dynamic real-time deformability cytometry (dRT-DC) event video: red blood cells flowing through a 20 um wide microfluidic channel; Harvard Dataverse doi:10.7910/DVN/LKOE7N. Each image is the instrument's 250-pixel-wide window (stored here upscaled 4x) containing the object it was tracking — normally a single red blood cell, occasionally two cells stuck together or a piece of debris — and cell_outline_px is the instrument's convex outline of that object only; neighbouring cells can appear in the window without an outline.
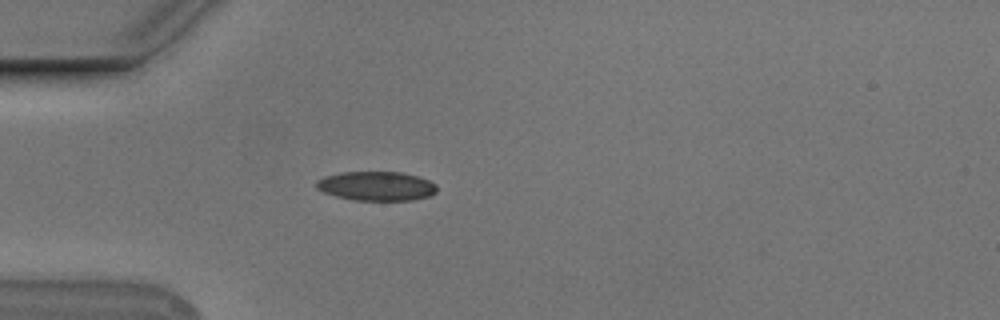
{"species": "Egyptian fruit bat (a non-hibernating species)", "species_latin": "Rousettus aegyptiacus", "temperature_condition": "cold", "stored_images_in_passage": 40, "camera_frame_rate_fps": 3000, "um_per_image_px": 0.085, "animal": {"sex": "male"}, "frame": {"image": 1, "passage_image": 1, "time_ms": 0.0, "image_size_px": [1000, 320], "cell_outline_px": [[436, 192], [428, 196], [412, 200], [352, 200], [336, 196], [324, 192], [316, 188], [316, 180], [324, 176], [340, 172], [400, 172], [416, 176], [428, 180], [436, 184]], "centroid_in_image_um": [31.96, 15.81], "position_along_channel_um": 53.0, "area_um2": 20.46}}
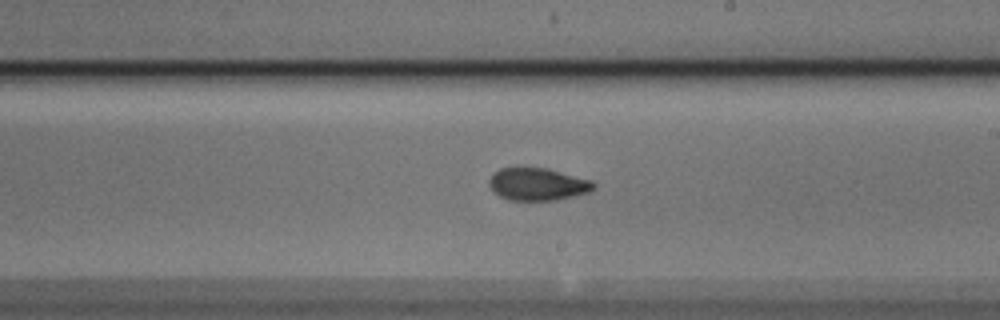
{"frame": {"image": 2, "passage_image": 17, "time_ms": 5.333, "image_size_px": [1000, 320], "cell_outline_px": [[596, 188], [588, 192], [556, 200], [508, 200], [500, 196], [488, 184], [488, 180], [500, 168], [548, 168], [592, 180], [596, 184]], "centroid_in_image_um": [45.74, 15.65], "position_along_channel_um": 243.3, "area_um2": 19.65}}
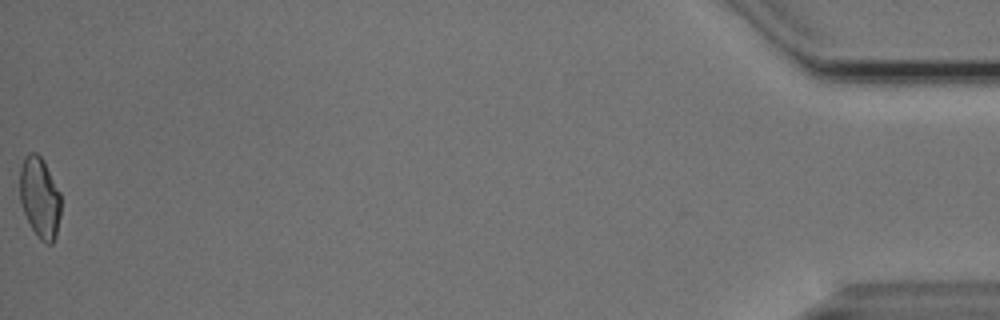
{"frame": {"image": 3, "passage_image": 40, "time_ms": 13.0, "image_size_px": [1000, 320], "cell_outline_px": [[60, 216], [56, 236], [52, 244], [48, 244], [40, 240], [32, 228], [24, 212], [20, 200], [20, 168], [24, 156], [28, 152], [36, 152], [44, 160], [60, 192]], "centroid_in_image_um": [3.38, 16.77], "position_along_channel_um": 431.8, "area_um2": 19.42}, "authors_computed_cell_mechanics": {"area_um2": 19.7965, "velocity_mm_per_s": 3.7569, "shape_relaxation_time_tau1_ms": 5.0595, "shape_relaxation_time_tau2_ms": 1.8991, "deformation_change_tau1": 0.1355, "deformation_change_tau2": 0.0686}}